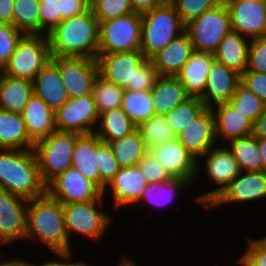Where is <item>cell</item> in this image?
<instances>
[{
  "instance_id": "6da1fadb",
  "label": "cell",
  "mask_w": 266,
  "mask_h": 266,
  "mask_svg": "<svg viewBox=\"0 0 266 266\" xmlns=\"http://www.w3.org/2000/svg\"><path fill=\"white\" fill-rule=\"evenodd\" d=\"M51 57H85L99 55V21L91 7L61 21L48 33Z\"/></svg>"
},
{
  "instance_id": "7a4b0ae2",
  "label": "cell",
  "mask_w": 266,
  "mask_h": 266,
  "mask_svg": "<svg viewBox=\"0 0 266 266\" xmlns=\"http://www.w3.org/2000/svg\"><path fill=\"white\" fill-rule=\"evenodd\" d=\"M26 241L41 243L51 253L70 252L63 206L47 193L28 201Z\"/></svg>"
},
{
  "instance_id": "3957f363",
  "label": "cell",
  "mask_w": 266,
  "mask_h": 266,
  "mask_svg": "<svg viewBox=\"0 0 266 266\" xmlns=\"http://www.w3.org/2000/svg\"><path fill=\"white\" fill-rule=\"evenodd\" d=\"M0 190L28 200L46 193L33 149H0Z\"/></svg>"
},
{
  "instance_id": "277c9868",
  "label": "cell",
  "mask_w": 266,
  "mask_h": 266,
  "mask_svg": "<svg viewBox=\"0 0 266 266\" xmlns=\"http://www.w3.org/2000/svg\"><path fill=\"white\" fill-rule=\"evenodd\" d=\"M105 200L107 199L102 195L98 200L62 205L70 251H74L72 248L74 242L71 239L75 234L96 244L108 234V229L114 224L112 222L116 217L103 209Z\"/></svg>"
},
{
  "instance_id": "5b68a950",
  "label": "cell",
  "mask_w": 266,
  "mask_h": 266,
  "mask_svg": "<svg viewBox=\"0 0 266 266\" xmlns=\"http://www.w3.org/2000/svg\"><path fill=\"white\" fill-rule=\"evenodd\" d=\"M141 17L140 50L149 60L185 31L186 26L168 0H164L159 6L142 14Z\"/></svg>"
},
{
  "instance_id": "8992f818",
  "label": "cell",
  "mask_w": 266,
  "mask_h": 266,
  "mask_svg": "<svg viewBox=\"0 0 266 266\" xmlns=\"http://www.w3.org/2000/svg\"><path fill=\"white\" fill-rule=\"evenodd\" d=\"M202 169H205V171ZM202 171L205 172V177H208L207 180L209 179L208 181L212 182V186L216 185V187L213 186V189L204 190L205 192L191 198L202 210H205L230 182L240 174L241 170L228 147L225 144H220V146L217 144L197 159V173L193 185L197 181L199 182V175Z\"/></svg>"
},
{
  "instance_id": "52a82bcc",
  "label": "cell",
  "mask_w": 266,
  "mask_h": 266,
  "mask_svg": "<svg viewBox=\"0 0 266 266\" xmlns=\"http://www.w3.org/2000/svg\"><path fill=\"white\" fill-rule=\"evenodd\" d=\"M80 135L56 131L34 144L33 151L45 184L71 167L75 143Z\"/></svg>"
},
{
  "instance_id": "ba28073f",
  "label": "cell",
  "mask_w": 266,
  "mask_h": 266,
  "mask_svg": "<svg viewBox=\"0 0 266 266\" xmlns=\"http://www.w3.org/2000/svg\"><path fill=\"white\" fill-rule=\"evenodd\" d=\"M50 59L47 35L24 34L1 72L11 77L33 81Z\"/></svg>"
},
{
  "instance_id": "9c48e42d",
  "label": "cell",
  "mask_w": 266,
  "mask_h": 266,
  "mask_svg": "<svg viewBox=\"0 0 266 266\" xmlns=\"http://www.w3.org/2000/svg\"><path fill=\"white\" fill-rule=\"evenodd\" d=\"M194 51L214 53L219 42L232 31L231 19L225 2L205 11L186 25Z\"/></svg>"
},
{
  "instance_id": "30bf717a",
  "label": "cell",
  "mask_w": 266,
  "mask_h": 266,
  "mask_svg": "<svg viewBox=\"0 0 266 266\" xmlns=\"http://www.w3.org/2000/svg\"><path fill=\"white\" fill-rule=\"evenodd\" d=\"M141 30V14L134 12L99 23V53L140 50Z\"/></svg>"
},
{
  "instance_id": "8fae6325",
  "label": "cell",
  "mask_w": 266,
  "mask_h": 266,
  "mask_svg": "<svg viewBox=\"0 0 266 266\" xmlns=\"http://www.w3.org/2000/svg\"><path fill=\"white\" fill-rule=\"evenodd\" d=\"M46 193L62 205L94 201L103 195L93 181L72 166L46 184Z\"/></svg>"
},
{
  "instance_id": "7c38bea8",
  "label": "cell",
  "mask_w": 266,
  "mask_h": 266,
  "mask_svg": "<svg viewBox=\"0 0 266 266\" xmlns=\"http://www.w3.org/2000/svg\"><path fill=\"white\" fill-rule=\"evenodd\" d=\"M58 68L69 98L92 94L99 65L95 58L51 57Z\"/></svg>"
},
{
  "instance_id": "4fadbf2b",
  "label": "cell",
  "mask_w": 266,
  "mask_h": 266,
  "mask_svg": "<svg viewBox=\"0 0 266 266\" xmlns=\"http://www.w3.org/2000/svg\"><path fill=\"white\" fill-rule=\"evenodd\" d=\"M263 199L266 200V172L241 171L205 211L210 212L231 204H258L259 201L264 202Z\"/></svg>"
},
{
  "instance_id": "5bb4252c",
  "label": "cell",
  "mask_w": 266,
  "mask_h": 266,
  "mask_svg": "<svg viewBox=\"0 0 266 266\" xmlns=\"http://www.w3.org/2000/svg\"><path fill=\"white\" fill-rule=\"evenodd\" d=\"M99 113L93 94L69 100L55 112V126L59 132L95 133Z\"/></svg>"
},
{
  "instance_id": "9a60e30c",
  "label": "cell",
  "mask_w": 266,
  "mask_h": 266,
  "mask_svg": "<svg viewBox=\"0 0 266 266\" xmlns=\"http://www.w3.org/2000/svg\"><path fill=\"white\" fill-rule=\"evenodd\" d=\"M148 59L141 50L122 53H99V75L125 90L135 87L136 70Z\"/></svg>"
},
{
  "instance_id": "2e32d148",
  "label": "cell",
  "mask_w": 266,
  "mask_h": 266,
  "mask_svg": "<svg viewBox=\"0 0 266 266\" xmlns=\"http://www.w3.org/2000/svg\"><path fill=\"white\" fill-rule=\"evenodd\" d=\"M148 182L143 176L139 165L122 167L117 174L109 181L103 190V196L112 198L113 212L119 209H130L141 197ZM111 194V195H110Z\"/></svg>"
},
{
  "instance_id": "e0dca14e",
  "label": "cell",
  "mask_w": 266,
  "mask_h": 266,
  "mask_svg": "<svg viewBox=\"0 0 266 266\" xmlns=\"http://www.w3.org/2000/svg\"><path fill=\"white\" fill-rule=\"evenodd\" d=\"M232 31L249 39L266 37V10L263 0H224Z\"/></svg>"
},
{
  "instance_id": "ac0fdd59",
  "label": "cell",
  "mask_w": 266,
  "mask_h": 266,
  "mask_svg": "<svg viewBox=\"0 0 266 266\" xmlns=\"http://www.w3.org/2000/svg\"><path fill=\"white\" fill-rule=\"evenodd\" d=\"M149 151L172 178L186 179L193 186L197 173V158L177 139L152 146Z\"/></svg>"
},
{
  "instance_id": "d6986e66",
  "label": "cell",
  "mask_w": 266,
  "mask_h": 266,
  "mask_svg": "<svg viewBox=\"0 0 266 266\" xmlns=\"http://www.w3.org/2000/svg\"><path fill=\"white\" fill-rule=\"evenodd\" d=\"M176 139L197 159L217 145L211 108L207 107L194 121L190 122L176 135Z\"/></svg>"
},
{
  "instance_id": "ffe728a7",
  "label": "cell",
  "mask_w": 266,
  "mask_h": 266,
  "mask_svg": "<svg viewBox=\"0 0 266 266\" xmlns=\"http://www.w3.org/2000/svg\"><path fill=\"white\" fill-rule=\"evenodd\" d=\"M214 116L217 144L225 145L231 140L253 134V122L228 102L210 107Z\"/></svg>"
},
{
  "instance_id": "44dd1931",
  "label": "cell",
  "mask_w": 266,
  "mask_h": 266,
  "mask_svg": "<svg viewBox=\"0 0 266 266\" xmlns=\"http://www.w3.org/2000/svg\"><path fill=\"white\" fill-rule=\"evenodd\" d=\"M241 75L214 60L210 66L203 94L199 97L207 107L228 102L240 83Z\"/></svg>"
},
{
  "instance_id": "7402d4cb",
  "label": "cell",
  "mask_w": 266,
  "mask_h": 266,
  "mask_svg": "<svg viewBox=\"0 0 266 266\" xmlns=\"http://www.w3.org/2000/svg\"><path fill=\"white\" fill-rule=\"evenodd\" d=\"M189 33L185 30L150 60L161 76H176L193 52Z\"/></svg>"
},
{
  "instance_id": "603a6c76",
  "label": "cell",
  "mask_w": 266,
  "mask_h": 266,
  "mask_svg": "<svg viewBox=\"0 0 266 266\" xmlns=\"http://www.w3.org/2000/svg\"><path fill=\"white\" fill-rule=\"evenodd\" d=\"M33 91L54 112L68 100V94L61 80L59 68L49 60L33 80Z\"/></svg>"
},
{
  "instance_id": "cb8c5ba5",
  "label": "cell",
  "mask_w": 266,
  "mask_h": 266,
  "mask_svg": "<svg viewBox=\"0 0 266 266\" xmlns=\"http://www.w3.org/2000/svg\"><path fill=\"white\" fill-rule=\"evenodd\" d=\"M22 117L26 124L28 135L34 143L57 131L55 112L35 94L30 97L26 104Z\"/></svg>"
},
{
  "instance_id": "d4e9b609",
  "label": "cell",
  "mask_w": 266,
  "mask_h": 266,
  "mask_svg": "<svg viewBox=\"0 0 266 266\" xmlns=\"http://www.w3.org/2000/svg\"><path fill=\"white\" fill-rule=\"evenodd\" d=\"M214 60L212 53L193 51L187 63L176 75L190 97H200L203 94L208 71Z\"/></svg>"
},
{
  "instance_id": "484cf974",
  "label": "cell",
  "mask_w": 266,
  "mask_h": 266,
  "mask_svg": "<svg viewBox=\"0 0 266 266\" xmlns=\"http://www.w3.org/2000/svg\"><path fill=\"white\" fill-rule=\"evenodd\" d=\"M190 187H192V185L183 178H172L164 183H148L145 190L142 192L141 197L130 208V211L135 210L138 212L139 208H142L143 210L147 205H149V207L151 206L153 210L155 206V209L172 206L170 204H172V200L175 201L174 198L177 199V194L180 192L182 194L184 190L187 191V188L190 189Z\"/></svg>"
},
{
  "instance_id": "4316f807",
  "label": "cell",
  "mask_w": 266,
  "mask_h": 266,
  "mask_svg": "<svg viewBox=\"0 0 266 266\" xmlns=\"http://www.w3.org/2000/svg\"><path fill=\"white\" fill-rule=\"evenodd\" d=\"M250 41L251 39L231 31L219 42L213 53L214 59L241 75L247 69Z\"/></svg>"
},
{
  "instance_id": "83f0119b",
  "label": "cell",
  "mask_w": 266,
  "mask_h": 266,
  "mask_svg": "<svg viewBox=\"0 0 266 266\" xmlns=\"http://www.w3.org/2000/svg\"><path fill=\"white\" fill-rule=\"evenodd\" d=\"M33 94V81L4 75L0 71V110L22 114Z\"/></svg>"
},
{
  "instance_id": "f1b7e54d",
  "label": "cell",
  "mask_w": 266,
  "mask_h": 266,
  "mask_svg": "<svg viewBox=\"0 0 266 266\" xmlns=\"http://www.w3.org/2000/svg\"><path fill=\"white\" fill-rule=\"evenodd\" d=\"M150 92L155 114L162 116L190 97L176 76L159 75Z\"/></svg>"
},
{
  "instance_id": "f546056e",
  "label": "cell",
  "mask_w": 266,
  "mask_h": 266,
  "mask_svg": "<svg viewBox=\"0 0 266 266\" xmlns=\"http://www.w3.org/2000/svg\"><path fill=\"white\" fill-rule=\"evenodd\" d=\"M102 140L95 134H81L75 143L71 166L100 188L97 163V145Z\"/></svg>"
},
{
  "instance_id": "4dcf8cb0",
  "label": "cell",
  "mask_w": 266,
  "mask_h": 266,
  "mask_svg": "<svg viewBox=\"0 0 266 266\" xmlns=\"http://www.w3.org/2000/svg\"><path fill=\"white\" fill-rule=\"evenodd\" d=\"M22 114L0 110V149H33Z\"/></svg>"
},
{
  "instance_id": "1f68e13d",
  "label": "cell",
  "mask_w": 266,
  "mask_h": 266,
  "mask_svg": "<svg viewBox=\"0 0 266 266\" xmlns=\"http://www.w3.org/2000/svg\"><path fill=\"white\" fill-rule=\"evenodd\" d=\"M136 130L122 108L112 109L99 115V122L95 134L104 142L114 141L130 135Z\"/></svg>"
},
{
  "instance_id": "d6a6232c",
  "label": "cell",
  "mask_w": 266,
  "mask_h": 266,
  "mask_svg": "<svg viewBox=\"0 0 266 266\" xmlns=\"http://www.w3.org/2000/svg\"><path fill=\"white\" fill-rule=\"evenodd\" d=\"M226 145L241 171H264L258 148V137L251 134L231 140Z\"/></svg>"
},
{
  "instance_id": "836d02e7",
  "label": "cell",
  "mask_w": 266,
  "mask_h": 266,
  "mask_svg": "<svg viewBox=\"0 0 266 266\" xmlns=\"http://www.w3.org/2000/svg\"><path fill=\"white\" fill-rule=\"evenodd\" d=\"M108 144L121 168L138 165L139 161L149 151L137 130L120 139L109 141Z\"/></svg>"
},
{
  "instance_id": "e575fe53",
  "label": "cell",
  "mask_w": 266,
  "mask_h": 266,
  "mask_svg": "<svg viewBox=\"0 0 266 266\" xmlns=\"http://www.w3.org/2000/svg\"><path fill=\"white\" fill-rule=\"evenodd\" d=\"M121 108L136 126L156 115L150 90H125Z\"/></svg>"
},
{
  "instance_id": "d590c367",
  "label": "cell",
  "mask_w": 266,
  "mask_h": 266,
  "mask_svg": "<svg viewBox=\"0 0 266 266\" xmlns=\"http://www.w3.org/2000/svg\"><path fill=\"white\" fill-rule=\"evenodd\" d=\"M206 108L207 106L199 97H189L164 117L171 130L177 135Z\"/></svg>"
},
{
  "instance_id": "8d00e7d4",
  "label": "cell",
  "mask_w": 266,
  "mask_h": 266,
  "mask_svg": "<svg viewBox=\"0 0 266 266\" xmlns=\"http://www.w3.org/2000/svg\"><path fill=\"white\" fill-rule=\"evenodd\" d=\"M13 26L24 34H40L38 0H14Z\"/></svg>"
},
{
  "instance_id": "74e56055",
  "label": "cell",
  "mask_w": 266,
  "mask_h": 266,
  "mask_svg": "<svg viewBox=\"0 0 266 266\" xmlns=\"http://www.w3.org/2000/svg\"><path fill=\"white\" fill-rule=\"evenodd\" d=\"M124 91V88L105 80L99 75L95 80L92 92L99 115L106 111L120 108Z\"/></svg>"
},
{
  "instance_id": "f35d334b",
  "label": "cell",
  "mask_w": 266,
  "mask_h": 266,
  "mask_svg": "<svg viewBox=\"0 0 266 266\" xmlns=\"http://www.w3.org/2000/svg\"><path fill=\"white\" fill-rule=\"evenodd\" d=\"M136 130L149 149L152 146L176 139V134L171 130L162 115H154L150 119L139 123Z\"/></svg>"
},
{
  "instance_id": "ab89813d",
  "label": "cell",
  "mask_w": 266,
  "mask_h": 266,
  "mask_svg": "<svg viewBox=\"0 0 266 266\" xmlns=\"http://www.w3.org/2000/svg\"><path fill=\"white\" fill-rule=\"evenodd\" d=\"M0 246L17 244L25 241L27 212H9L0 221ZM17 242V243H16Z\"/></svg>"
},
{
  "instance_id": "60d3db41",
  "label": "cell",
  "mask_w": 266,
  "mask_h": 266,
  "mask_svg": "<svg viewBox=\"0 0 266 266\" xmlns=\"http://www.w3.org/2000/svg\"><path fill=\"white\" fill-rule=\"evenodd\" d=\"M236 110L246 115L253 123L265 112L266 103L241 82L228 101Z\"/></svg>"
},
{
  "instance_id": "b9f144b4",
  "label": "cell",
  "mask_w": 266,
  "mask_h": 266,
  "mask_svg": "<svg viewBox=\"0 0 266 266\" xmlns=\"http://www.w3.org/2000/svg\"><path fill=\"white\" fill-rule=\"evenodd\" d=\"M175 8L186 26L196 17L205 11L214 9L224 2V0H168Z\"/></svg>"
},
{
  "instance_id": "7bdbcfd3",
  "label": "cell",
  "mask_w": 266,
  "mask_h": 266,
  "mask_svg": "<svg viewBox=\"0 0 266 266\" xmlns=\"http://www.w3.org/2000/svg\"><path fill=\"white\" fill-rule=\"evenodd\" d=\"M90 7L99 23L133 12L130 0H90Z\"/></svg>"
},
{
  "instance_id": "ee69618b",
  "label": "cell",
  "mask_w": 266,
  "mask_h": 266,
  "mask_svg": "<svg viewBox=\"0 0 266 266\" xmlns=\"http://www.w3.org/2000/svg\"><path fill=\"white\" fill-rule=\"evenodd\" d=\"M100 175V189L103 191L109 181L120 170L118 161L114 158L111 147L107 142L101 141L97 145V163Z\"/></svg>"
},
{
  "instance_id": "f6af8a7d",
  "label": "cell",
  "mask_w": 266,
  "mask_h": 266,
  "mask_svg": "<svg viewBox=\"0 0 266 266\" xmlns=\"http://www.w3.org/2000/svg\"><path fill=\"white\" fill-rule=\"evenodd\" d=\"M40 16V34L48 35L60 22L62 0H38Z\"/></svg>"
},
{
  "instance_id": "bcb514c9",
  "label": "cell",
  "mask_w": 266,
  "mask_h": 266,
  "mask_svg": "<svg viewBox=\"0 0 266 266\" xmlns=\"http://www.w3.org/2000/svg\"><path fill=\"white\" fill-rule=\"evenodd\" d=\"M23 35L24 33L13 25L0 23V71L8 63Z\"/></svg>"
},
{
  "instance_id": "7dc6e473",
  "label": "cell",
  "mask_w": 266,
  "mask_h": 266,
  "mask_svg": "<svg viewBox=\"0 0 266 266\" xmlns=\"http://www.w3.org/2000/svg\"><path fill=\"white\" fill-rule=\"evenodd\" d=\"M246 242L247 248L237 260L243 266H266V235L256 239L248 237Z\"/></svg>"
},
{
  "instance_id": "c3c4849f",
  "label": "cell",
  "mask_w": 266,
  "mask_h": 266,
  "mask_svg": "<svg viewBox=\"0 0 266 266\" xmlns=\"http://www.w3.org/2000/svg\"><path fill=\"white\" fill-rule=\"evenodd\" d=\"M143 176L148 183L158 182L164 183L172 179L169 173L148 151L138 163Z\"/></svg>"
},
{
  "instance_id": "681fc988",
  "label": "cell",
  "mask_w": 266,
  "mask_h": 266,
  "mask_svg": "<svg viewBox=\"0 0 266 266\" xmlns=\"http://www.w3.org/2000/svg\"><path fill=\"white\" fill-rule=\"evenodd\" d=\"M246 70L266 73V37L251 39Z\"/></svg>"
},
{
  "instance_id": "f907efd6",
  "label": "cell",
  "mask_w": 266,
  "mask_h": 266,
  "mask_svg": "<svg viewBox=\"0 0 266 266\" xmlns=\"http://www.w3.org/2000/svg\"><path fill=\"white\" fill-rule=\"evenodd\" d=\"M240 82L266 103V73L245 70Z\"/></svg>"
},
{
  "instance_id": "816d5d0a",
  "label": "cell",
  "mask_w": 266,
  "mask_h": 266,
  "mask_svg": "<svg viewBox=\"0 0 266 266\" xmlns=\"http://www.w3.org/2000/svg\"><path fill=\"white\" fill-rule=\"evenodd\" d=\"M158 76L159 74L154 68L152 61L148 59L136 70L135 87H133V91L151 90Z\"/></svg>"
},
{
  "instance_id": "f5cc1de1",
  "label": "cell",
  "mask_w": 266,
  "mask_h": 266,
  "mask_svg": "<svg viewBox=\"0 0 266 266\" xmlns=\"http://www.w3.org/2000/svg\"><path fill=\"white\" fill-rule=\"evenodd\" d=\"M28 199L0 190V215L9 212H27Z\"/></svg>"
},
{
  "instance_id": "db71d44e",
  "label": "cell",
  "mask_w": 266,
  "mask_h": 266,
  "mask_svg": "<svg viewBox=\"0 0 266 266\" xmlns=\"http://www.w3.org/2000/svg\"><path fill=\"white\" fill-rule=\"evenodd\" d=\"M90 8V0H62L61 21L81 14Z\"/></svg>"
},
{
  "instance_id": "11a10c76",
  "label": "cell",
  "mask_w": 266,
  "mask_h": 266,
  "mask_svg": "<svg viewBox=\"0 0 266 266\" xmlns=\"http://www.w3.org/2000/svg\"><path fill=\"white\" fill-rule=\"evenodd\" d=\"M164 0H130L134 13L144 14L159 6Z\"/></svg>"
},
{
  "instance_id": "9f6ffc18",
  "label": "cell",
  "mask_w": 266,
  "mask_h": 266,
  "mask_svg": "<svg viewBox=\"0 0 266 266\" xmlns=\"http://www.w3.org/2000/svg\"><path fill=\"white\" fill-rule=\"evenodd\" d=\"M14 0H0V23L13 25Z\"/></svg>"
},
{
  "instance_id": "6f0895ef",
  "label": "cell",
  "mask_w": 266,
  "mask_h": 266,
  "mask_svg": "<svg viewBox=\"0 0 266 266\" xmlns=\"http://www.w3.org/2000/svg\"><path fill=\"white\" fill-rule=\"evenodd\" d=\"M0 251V266H31V260H25L24 257L12 256V258L6 260V254ZM14 257V258H13ZM5 258V259H4ZM3 259V260H2Z\"/></svg>"
},
{
  "instance_id": "680465c9",
  "label": "cell",
  "mask_w": 266,
  "mask_h": 266,
  "mask_svg": "<svg viewBox=\"0 0 266 266\" xmlns=\"http://www.w3.org/2000/svg\"><path fill=\"white\" fill-rule=\"evenodd\" d=\"M253 135L255 137L266 138V110L265 112L253 123Z\"/></svg>"
},
{
  "instance_id": "91938a15",
  "label": "cell",
  "mask_w": 266,
  "mask_h": 266,
  "mask_svg": "<svg viewBox=\"0 0 266 266\" xmlns=\"http://www.w3.org/2000/svg\"><path fill=\"white\" fill-rule=\"evenodd\" d=\"M72 252L73 251L62 252V266H91L90 264H88L90 261H86V259L85 260L83 259L81 261L80 260L74 261V259H73L74 253H72Z\"/></svg>"
},
{
  "instance_id": "94428289",
  "label": "cell",
  "mask_w": 266,
  "mask_h": 266,
  "mask_svg": "<svg viewBox=\"0 0 266 266\" xmlns=\"http://www.w3.org/2000/svg\"><path fill=\"white\" fill-rule=\"evenodd\" d=\"M53 255V259L50 258V260H45L43 261L42 263H38L37 261L36 262H33L31 260V266H62V252H53L52 253ZM56 255V257H55ZM58 257V258H57ZM35 263H38V264H35Z\"/></svg>"
},
{
  "instance_id": "6125c7cd",
  "label": "cell",
  "mask_w": 266,
  "mask_h": 266,
  "mask_svg": "<svg viewBox=\"0 0 266 266\" xmlns=\"http://www.w3.org/2000/svg\"><path fill=\"white\" fill-rule=\"evenodd\" d=\"M258 148L264 165V171L266 172V138L258 137Z\"/></svg>"
},
{
  "instance_id": "be15d7a7",
  "label": "cell",
  "mask_w": 266,
  "mask_h": 266,
  "mask_svg": "<svg viewBox=\"0 0 266 266\" xmlns=\"http://www.w3.org/2000/svg\"><path fill=\"white\" fill-rule=\"evenodd\" d=\"M135 260V261H134ZM130 259V257L128 258L126 255H124L122 257V260L118 262V264H116L117 266H139V264H137L136 259Z\"/></svg>"
},
{
  "instance_id": "e7e4bbea",
  "label": "cell",
  "mask_w": 266,
  "mask_h": 266,
  "mask_svg": "<svg viewBox=\"0 0 266 266\" xmlns=\"http://www.w3.org/2000/svg\"><path fill=\"white\" fill-rule=\"evenodd\" d=\"M264 6H265V10H266V0H263Z\"/></svg>"
}]
</instances>
